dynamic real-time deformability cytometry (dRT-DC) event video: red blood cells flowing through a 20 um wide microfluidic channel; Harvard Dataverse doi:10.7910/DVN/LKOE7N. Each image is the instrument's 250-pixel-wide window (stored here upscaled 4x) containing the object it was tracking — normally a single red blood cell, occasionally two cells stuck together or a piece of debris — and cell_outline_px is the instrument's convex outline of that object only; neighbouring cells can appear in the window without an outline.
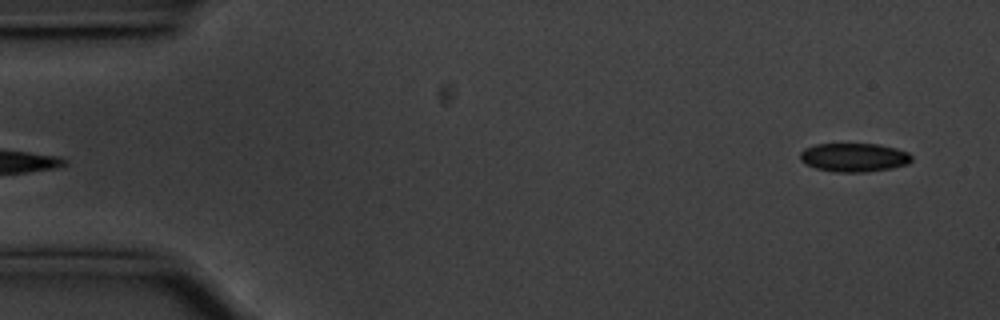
{"species": "common noctule bat (a hibernating species)", "species_latin": "Nyctalus noctula", "temperature_condition": "cold", "stored_images_in_passage": 54, "camera_frame_rate_fps": 3000, "um_per_image_px": 0.085, "animal": {"sex": "male", "body_mass_g": 20.1, "forearm_length_mm": 53.5}, "frame": {"image": 1, "passage_image": 1, "time_ms": 0.0, "image_size_px": [1000, 320], "cell_outline_px": [[912, 160], [908, 164], [892, 168], [864, 172], [836, 172], [816, 168], [804, 164], [800, 160], [800, 152], [804, 148], [816, 144], [880, 144], [896, 148], [908, 152], [912, 156]], "centroid_in_image_um": [72.59, 13.38], "position_along_channel_um": 12.4, "area_um2": 18.79}}
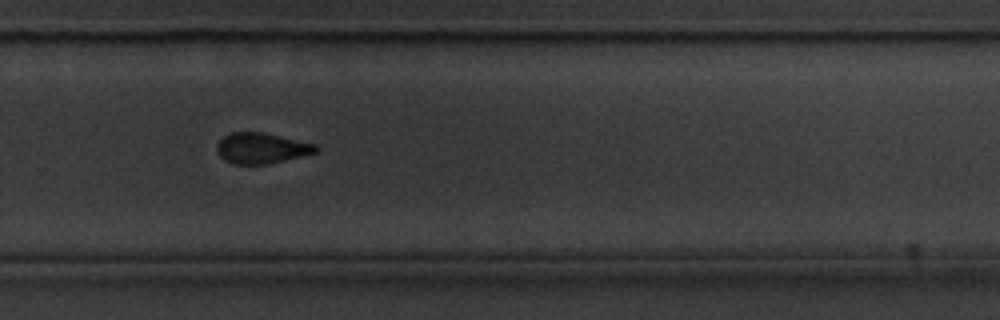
{"frame": {"image": 2, "passage_image": 35, "time_ms": 11.333, "image_size_px": [1000, 320], "cell_outline_px": [[320, 148], [316, 152], [268, 164], [236, 164], [224, 160], [220, 156], [216, 148], [216, 144], [224, 136], [232, 132], [264, 132], [316, 144]], "centroid_in_image_um": [22.22, 12.58], "position_along_channel_um": 307.6, "area_um2": 17.63}}
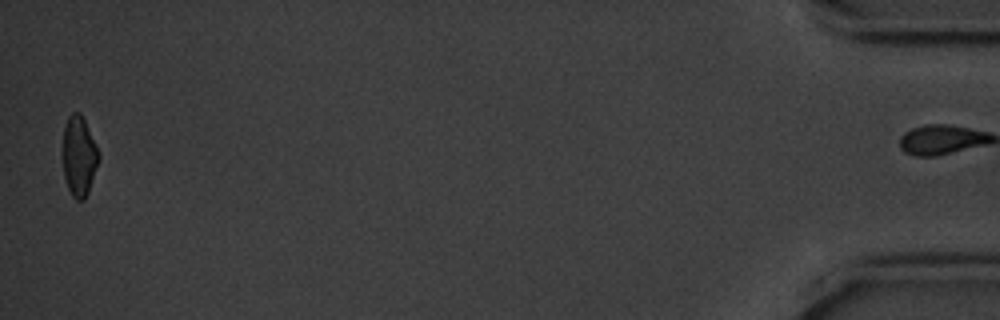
{"frame": {"image": 3, "passage_image": 53, "time_ms": 17.333, "image_size_px": [1000, 320], "cell_outline_px": [[100, 160], [88, 192], [84, 200], [76, 200], [72, 196], [68, 188], [64, 176], [60, 156], [60, 152], [64, 128], [68, 116], [72, 112], [80, 112], [100, 152]], "centroid_in_image_um": [6.68, 13.27], "position_along_channel_um": 428.5, "area_um2": 17.4}, "authors_computed_cell_mechanics": {"area_um2": 18.7561, "velocity_mm_per_s": 3.5616, "shape_relaxation_time_tau1_ms": 2.6698, "shape_relaxation_time_tau2_ms": 7.5862, "deformation_change_tau1": 0.0806, "deformation_change_tau2": 0.0846}}